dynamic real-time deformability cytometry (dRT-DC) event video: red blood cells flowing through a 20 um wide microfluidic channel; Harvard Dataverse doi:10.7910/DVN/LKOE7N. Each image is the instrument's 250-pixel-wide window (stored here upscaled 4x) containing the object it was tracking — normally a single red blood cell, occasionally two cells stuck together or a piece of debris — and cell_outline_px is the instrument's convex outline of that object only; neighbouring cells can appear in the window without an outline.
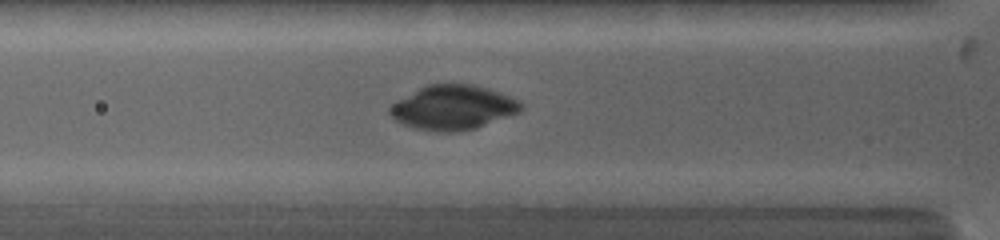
{"species": "common noctule bat (a hibernating species)", "species_latin": "Nyctalus noctula", "temperature_condition": "warm", "stored_images_in_passage": 27, "camera_frame_rate_fps": 5000, "um_per_image_px": 0.085, "animal": {"sex": "female", "body_mass_g": 19.0, "forearm_length_mm": 53.3}, "frame": {"image": 1, "passage_image": 3, "time_ms": 1.2, "image_size_px": [1000, 240], "cell_outline_px": [[524, 108], [520, 112], [476, 128], [456, 132], [436, 132], [412, 128], [396, 120], [388, 112], [388, 108], [396, 100], [428, 84], [472, 84], [500, 92], [520, 100], [524, 104]], "centroid_in_image_um": [38.52, 9.14], "position_along_channel_um": 87.3, "area_um2": 34.16}}
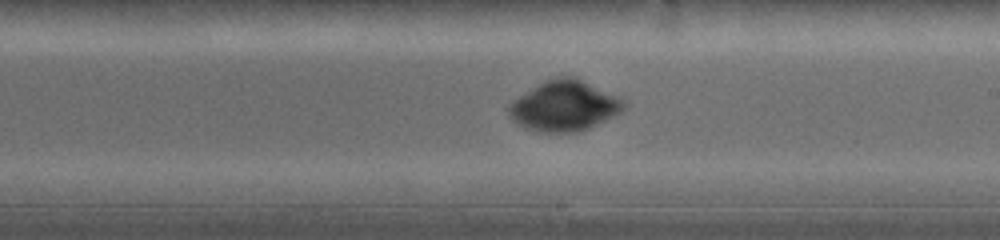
{"frame": {"image": 2, "passage_image": 12, "time_ms": 5.0, "image_size_px": [1000, 240], "cell_outline_px": [[628, 104], [620, 112], [580, 132], [536, 132], [524, 128], [512, 120], [508, 112], [508, 108], [520, 96], [544, 80], [556, 76], [576, 76], [620, 96]], "centroid_in_image_um": [48.0, 8.99], "position_along_channel_um": 241.0, "area_um2": 33.87}}
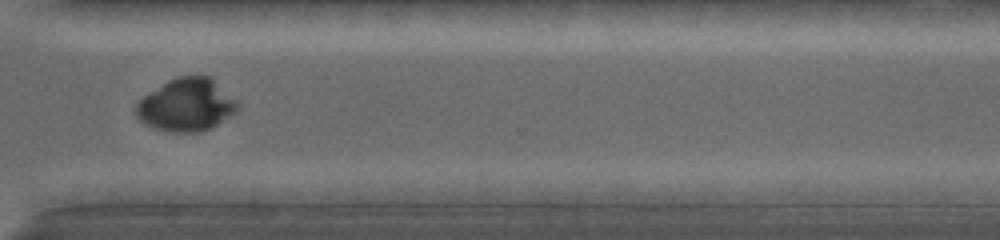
{"frame": {"image": 3, "passage_image": 19, "time_ms": 7.8, "image_size_px": [1000, 240], "cell_outline_px": [[240, 104], [236, 112], [204, 132], [168, 132], [152, 128], [144, 124], [136, 116], [136, 104], [144, 96], [168, 80], [176, 76], [212, 76]], "centroid_in_image_um": [15.85, 8.93], "position_along_channel_um": 354.7, "area_um2": 31.39}}